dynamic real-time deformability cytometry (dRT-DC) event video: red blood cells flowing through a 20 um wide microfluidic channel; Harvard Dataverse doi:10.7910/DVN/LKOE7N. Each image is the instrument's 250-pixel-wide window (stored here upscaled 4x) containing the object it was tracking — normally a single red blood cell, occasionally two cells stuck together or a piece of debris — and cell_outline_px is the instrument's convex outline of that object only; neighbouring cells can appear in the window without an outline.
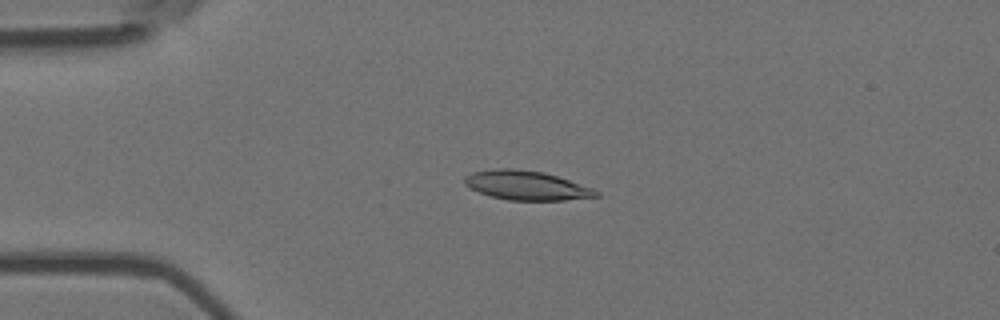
{"species": "Egyptian fruit bat (a non-hibernating species)", "species_latin": "Rousettus aegyptiacus", "temperature_condition": "room temperature", "stored_images_in_passage": 3, "camera_frame_rate_fps": 3000, "um_per_image_px": 0.085, "animal": {"sex": "female"}, "frame": {"image": 1, "passage_image": 3, "time_ms": 0.667, "image_size_px": [1000, 320], "cell_outline_px": [[600, 196], [564, 200], [508, 200], [492, 196], [468, 188], [464, 184], [464, 176], [472, 172], [496, 168], [516, 168], [544, 172], [592, 188], [600, 192]], "centroid_in_image_um": [44.71, 15.75], "position_along_channel_um": 40.3, "area_um2": 22.37}}